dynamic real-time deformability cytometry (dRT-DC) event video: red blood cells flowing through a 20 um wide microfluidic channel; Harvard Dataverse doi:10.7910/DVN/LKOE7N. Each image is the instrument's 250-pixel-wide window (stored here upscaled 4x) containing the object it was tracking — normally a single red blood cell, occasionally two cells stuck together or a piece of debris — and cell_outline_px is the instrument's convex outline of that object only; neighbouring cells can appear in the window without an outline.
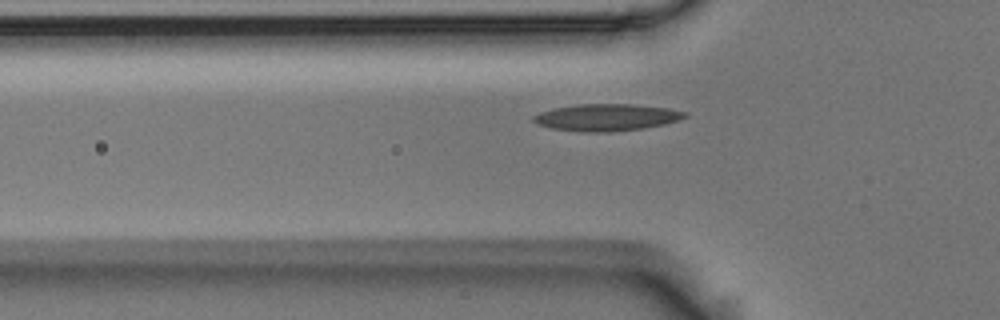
{"species": "Egyptian fruit bat (a non-hibernating species)", "species_latin": "Rousettus aegyptiacus", "temperature_condition": "room temperature", "stored_images_in_passage": 36, "camera_frame_rate_fps": 3000, "um_per_image_px": 0.085, "animal": {"sex": "male"}, "frame": {"image": 1, "passage_image": 6, "time_ms": 1.667, "image_size_px": [1000, 320], "cell_outline_px": [[688, 116], [664, 124], [644, 128], [608, 132], [580, 132], [552, 128], [536, 124], [532, 120], [532, 116], [540, 112], [552, 108], [576, 104], [636, 104], [668, 108], [688, 112]], "centroid_in_image_um": [51.53, 9.97], "position_along_channel_um": 74.3, "area_um2": 23.93}}
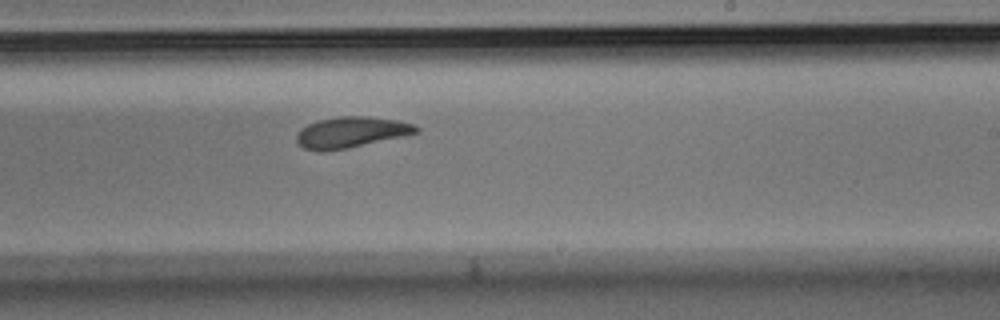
{"frame": {"image": 2, "passage_image": 21, "time_ms": 6.667, "image_size_px": [1000, 320], "cell_outline_px": [[420, 132], [404, 136], [348, 148], [304, 148], [296, 140], [296, 136], [300, 128], [308, 124], [320, 120], [340, 116], [368, 116], [396, 120], [412, 124], [420, 128]], "centroid_in_image_um": [29.91, 11.2], "position_along_channel_um": 259.1, "area_um2": 20.87}}
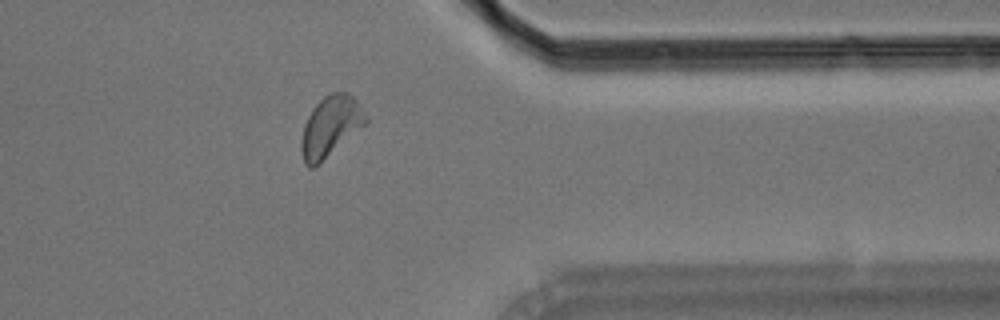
{"frame": {"image": 3, "passage_image": 32, "time_ms": 10.333, "image_size_px": [1000, 320], "cell_outline_px": [[368, 124], [312, 168], [308, 168], [304, 164], [300, 152], [300, 144], [304, 124], [312, 108], [324, 96], [332, 92], [348, 92], [360, 104], [368, 116]], "centroid_in_image_um": [28.1, 10.74], "position_along_channel_um": 383.3, "area_um2": 22.95}}